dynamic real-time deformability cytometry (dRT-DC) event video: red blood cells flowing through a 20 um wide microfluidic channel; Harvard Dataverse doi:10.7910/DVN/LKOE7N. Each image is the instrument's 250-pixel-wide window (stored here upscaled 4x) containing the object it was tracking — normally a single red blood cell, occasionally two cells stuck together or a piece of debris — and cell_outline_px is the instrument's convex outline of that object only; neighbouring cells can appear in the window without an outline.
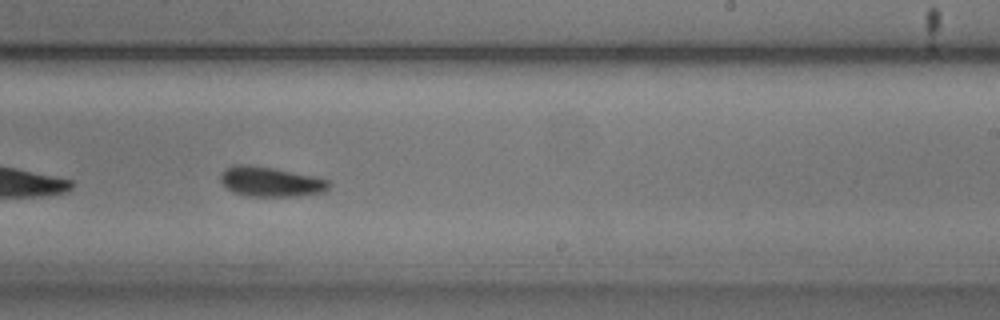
{"species": "common noctule bat (a hibernating species)", "species_latin": "Nyctalus noctula", "temperature_condition": "cold", "stored_images_in_passage": 30, "camera_frame_rate_fps": 3000, "um_per_image_px": 0.085, "animal": {"sex": "male", "body_mass_g": 20.5, "forearm_length_mm": 52.5}, "frame": {"image": 1, "passage_image": 18, "time_ms": 5.667, "image_size_px": [1000, 320], "cell_outline_px": [[332, 184], [324, 192], [300, 196], [248, 196], [232, 192], [220, 180], [220, 172], [224, 168], [236, 164], [248, 164], [272, 168], [312, 176], [328, 180]], "centroid_in_image_um": [22.97, 15.44], "position_along_channel_um": 266.0, "area_um2": 18.84}, "authors_computed_cell_mechanics": {"area_um2": 19.074, "velocity_mm_per_s": 3.6734, "shape_relaxation_time_tau1_ms": 2.2389, "shape_relaxation_time_tau2_ms": 7.0528, "deformation_change_tau1": 0.0763, "deformation_change_tau2": 0.1207}}